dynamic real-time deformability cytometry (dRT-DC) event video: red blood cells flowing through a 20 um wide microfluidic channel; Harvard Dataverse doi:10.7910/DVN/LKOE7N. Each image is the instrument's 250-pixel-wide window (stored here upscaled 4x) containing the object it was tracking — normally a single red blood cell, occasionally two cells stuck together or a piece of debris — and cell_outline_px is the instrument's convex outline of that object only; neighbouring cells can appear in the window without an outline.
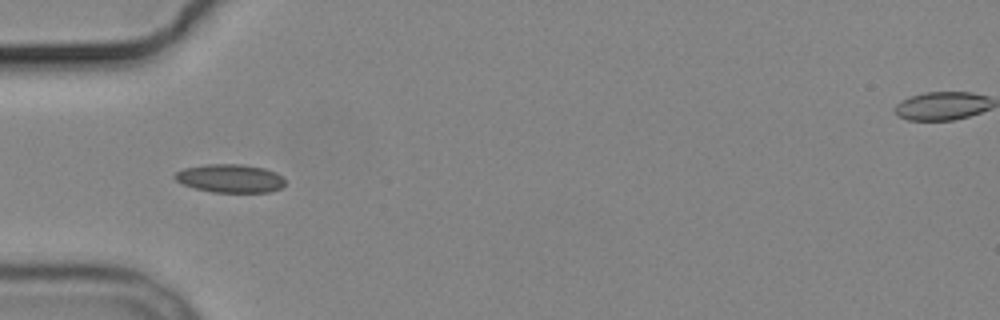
{"species": "common noctule bat (a hibernating species)", "species_latin": "Nyctalus noctula", "temperature_condition": "cold", "stored_images_in_passage": 6, "camera_frame_rate_fps": 3000, "um_per_image_px": 0.085, "animal": {"sex": "male", "body_mass_g": 19.2, "forearm_length_mm": 51.8}, "frame": {"image": 1, "passage_image": 5, "time_ms": 6.0, "image_size_px": [1000, 320], "cell_outline_px": [[284, 184], [280, 188], [268, 192], [212, 192], [196, 188], [184, 184], [176, 180], [172, 176], [176, 172], [184, 168], [208, 164], [240, 164], [264, 168], [276, 172], [284, 180]], "centroid_in_image_um": [19.54, 15.16], "position_along_channel_um": 65.5, "area_um2": 18.03}}
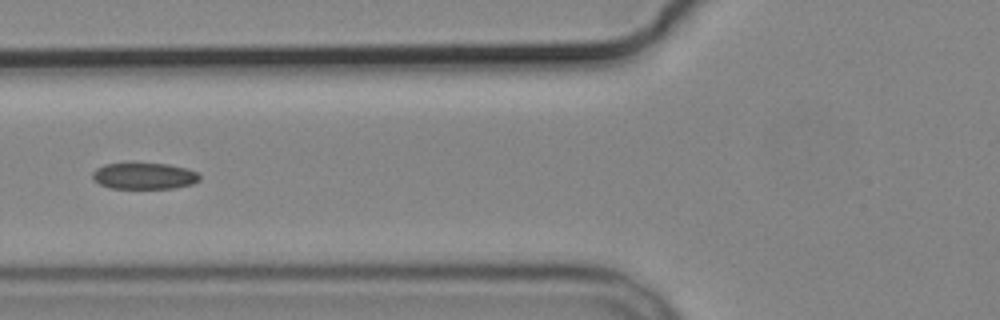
{"frame": {"image": 2, "passage_image": 6, "time_ms": 7.333, "image_size_px": [1000, 320], "cell_outline_px": [[200, 180], [192, 184], [172, 188], [112, 188], [100, 184], [92, 180], [92, 172], [96, 168], [104, 164], [132, 160], [168, 164], [188, 168], [196, 172], [200, 176]], "centroid_in_image_um": [12.21, 14.9], "position_along_channel_um": 113.6, "area_um2": 17.28}}